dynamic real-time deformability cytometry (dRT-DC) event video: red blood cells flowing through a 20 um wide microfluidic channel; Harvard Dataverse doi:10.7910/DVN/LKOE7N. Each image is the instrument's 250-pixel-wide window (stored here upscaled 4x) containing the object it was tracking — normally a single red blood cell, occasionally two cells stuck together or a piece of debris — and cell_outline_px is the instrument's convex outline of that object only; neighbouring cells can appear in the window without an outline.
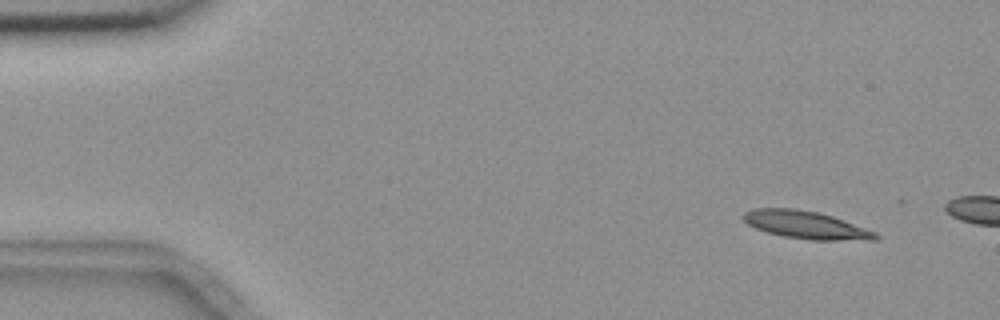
{"species": "common noctule bat (a hibernating species)", "species_latin": "Nyctalus noctula", "temperature_condition": "room temperature", "stored_images_in_passage": 4, "camera_frame_rate_fps": 3000, "um_per_image_px": 0.085, "animal": {"sex": "female", "body_mass_g": 18.4}, "frame": {"image": 1, "passage_image": 2, "time_ms": 1.0, "image_size_px": [1000, 320], "cell_outline_px": [[880, 236], [876, 240], [812, 240], [784, 236], [768, 232], [756, 228], [748, 224], [744, 220], [744, 212], [756, 208], [792, 208], [820, 212], [832, 216], [876, 232]], "centroid_in_image_um": [68.53, 19.11], "position_along_channel_um": 16.5, "area_um2": 21.15}}